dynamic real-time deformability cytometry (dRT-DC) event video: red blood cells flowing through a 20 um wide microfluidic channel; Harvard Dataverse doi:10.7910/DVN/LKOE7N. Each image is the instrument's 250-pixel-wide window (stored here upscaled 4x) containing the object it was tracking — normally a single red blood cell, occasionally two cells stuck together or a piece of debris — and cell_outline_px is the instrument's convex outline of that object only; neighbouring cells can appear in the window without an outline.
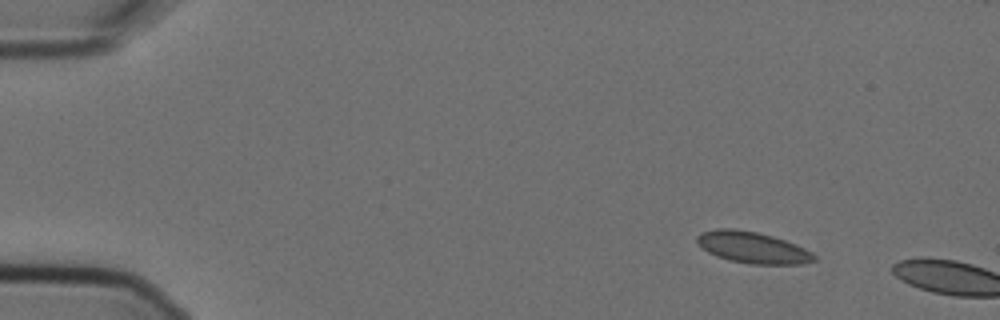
{"species": "Egyptian fruit bat (a non-hibernating species)", "species_latin": "Rousettus aegyptiacus", "temperature_condition": "cold", "stored_images_in_passage": 2, "camera_frame_rate_fps": 3000, "um_per_image_px": 0.085, "animal": {"sex": "female"}, "frame": {"image": 1, "passage_image": 1, "time_ms": 0.0, "image_size_px": [1000, 320], "cell_outline_px": [[816, 260], [804, 264], [752, 264], [728, 260], [716, 256], [708, 252], [696, 240], [696, 236], [700, 232], [720, 228], [736, 228], [756, 232], [772, 236], [796, 244], [812, 252], [816, 256]], "centroid_in_image_um": [63.98, 21.04], "position_along_channel_um": 21.0, "area_um2": 21.44}}